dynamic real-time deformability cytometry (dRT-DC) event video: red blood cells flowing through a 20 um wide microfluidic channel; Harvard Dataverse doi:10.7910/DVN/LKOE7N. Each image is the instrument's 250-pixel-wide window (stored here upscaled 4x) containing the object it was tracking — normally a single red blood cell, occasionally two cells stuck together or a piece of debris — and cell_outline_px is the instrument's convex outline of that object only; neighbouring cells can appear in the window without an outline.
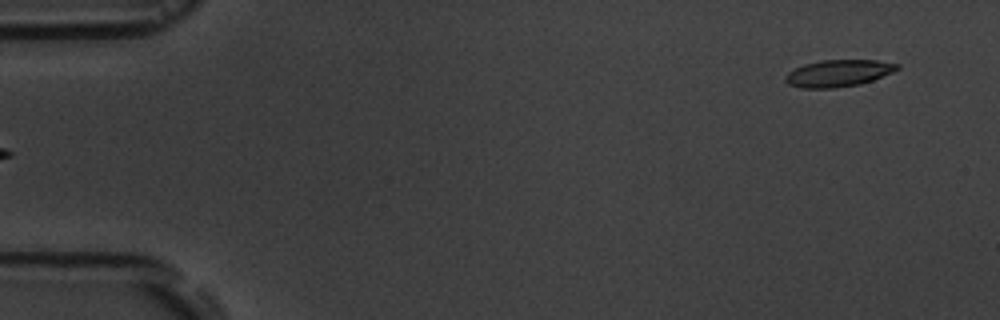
{"species": "common noctule bat (a hibernating species)", "species_latin": "Nyctalus noctula", "temperature_condition": "room temperature", "stored_images_in_passage": 6, "camera_frame_rate_fps": 3000, "um_per_image_px": 0.085, "animal": {"sex": "male", "body_mass_g": 19.5, "forearm_length_mm": 54.6}, "frame": {"image": 1, "passage_image": 6, "time_ms": 6.0, "image_size_px": [1000, 320], "cell_outline_px": [[900, 68], [892, 72], [872, 80], [860, 84], [832, 88], [800, 88], [788, 84], [784, 80], [784, 76], [788, 72], [804, 64], [820, 60], [876, 60], [900, 64]], "centroid_in_image_um": [71.24, 6.22], "position_along_channel_um": 13.8, "area_um2": 17.51}}